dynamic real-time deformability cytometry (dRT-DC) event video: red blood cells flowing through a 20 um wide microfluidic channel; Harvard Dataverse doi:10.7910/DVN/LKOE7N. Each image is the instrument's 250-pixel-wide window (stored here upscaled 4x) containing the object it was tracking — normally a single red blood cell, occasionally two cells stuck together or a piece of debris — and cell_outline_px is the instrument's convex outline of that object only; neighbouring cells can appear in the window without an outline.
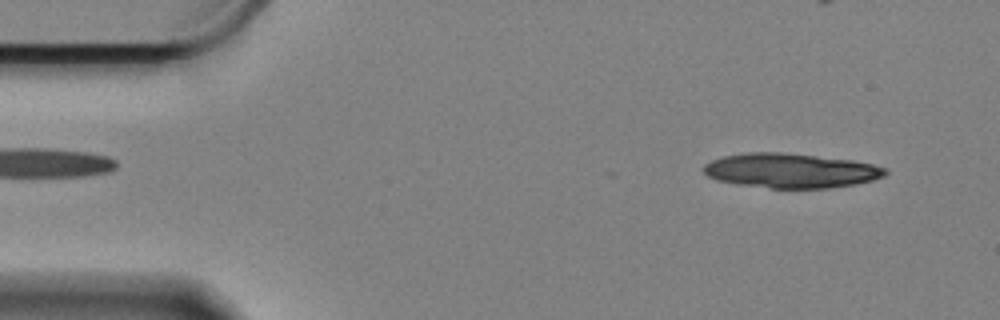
{"species": "Egyptian fruit bat (a non-hibernating species)", "species_latin": "Rousettus aegyptiacus", "temperature_condition": "cold", "stored_images_in_passage": 57, "camera_frame_rate_fps": 3000, "um_per_image_px": 0.085, "animal": {"sex": "female"}, "frame": {"image": 1, "passage_image": 4, "time_ms": 1.0, "image_size_px": [1000, 320], "cell_outline_px": [[888, 172], [884, 176], [872, 180], [856, 184], [828, 188], [772, 188], [740, 184], [716, 180], [708, 176], [704, 172], [704, 164], [712, 160], [724, 156], [748, 152], [780, 152], [852, 160], [872, 164], [888, 168]], "centroid_in_image_um": [67.23, 14.5], "position_along_channel_um": 17.8, "area_um2": 36.41}}
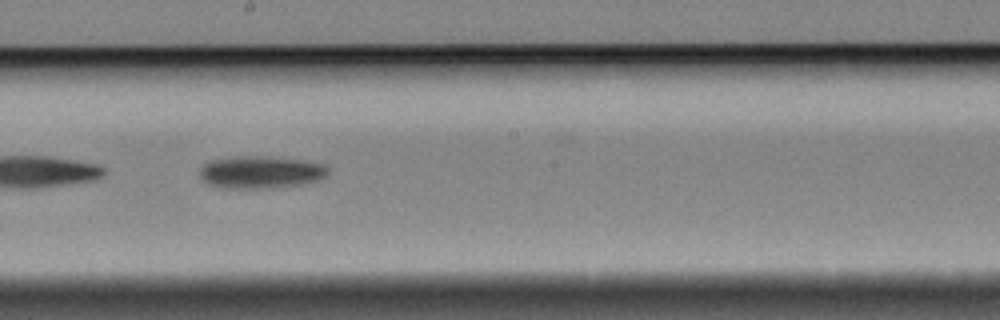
{"frame": {"image": 2, "passage_image": 31, "time_ms": 10.0, "image_size_px": [1000, 320], "cell_outline_px": [[328, 172], [320, 180], [300, 184], [276, 188], [220, 188], [208, 184], [200, 176], [200, 168], [208, 160], [236, 156], [264, 156], [304, 160], [324, 164], [328, 168]], "centroid_in_image_um": [22.14, 14.63], "position_along_channel_um": 226.1, "area_um2": 24.45}}
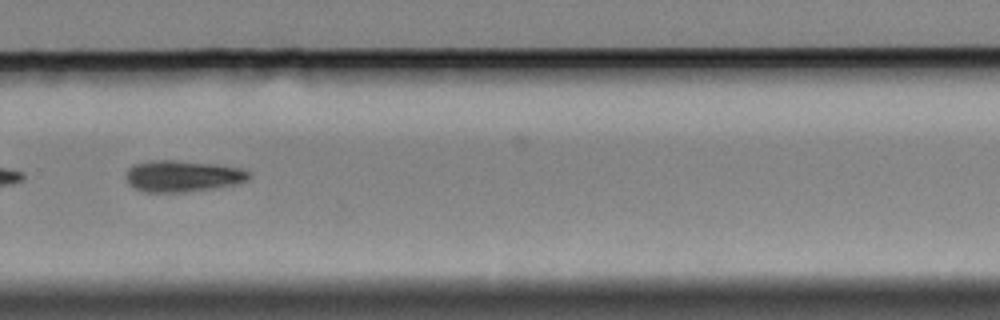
{"frame": {"image": 3, "passage_image": 39, "time_ms": 12.667, "image_size_px": [1000, 320], "cell_outline_px": [[252, 176], [248, 180], [236, 184], [216, 188], [184, 192], [144, 192], [132, 188], [128, 184], [128, 168], [132, 164], [160, 160], [176, 160], [216, 164], [244, 168], [252, 172]], "centroid_in_image_um": [15.59, 14.97], "position_along_channel_um": 314.2, "area_um2": 22.77}, "authors_computed_cell_mechanics": {"area_um2": 23.2934, "velocity_mm_per_s": 3.3213, "shape_relaxation_time_tau1_ms": 3.2685, "shape_relaxation_time_tau2_ms": null, "deformation_change_tau1": 0.0924, "deformation_change_tau2": null}}